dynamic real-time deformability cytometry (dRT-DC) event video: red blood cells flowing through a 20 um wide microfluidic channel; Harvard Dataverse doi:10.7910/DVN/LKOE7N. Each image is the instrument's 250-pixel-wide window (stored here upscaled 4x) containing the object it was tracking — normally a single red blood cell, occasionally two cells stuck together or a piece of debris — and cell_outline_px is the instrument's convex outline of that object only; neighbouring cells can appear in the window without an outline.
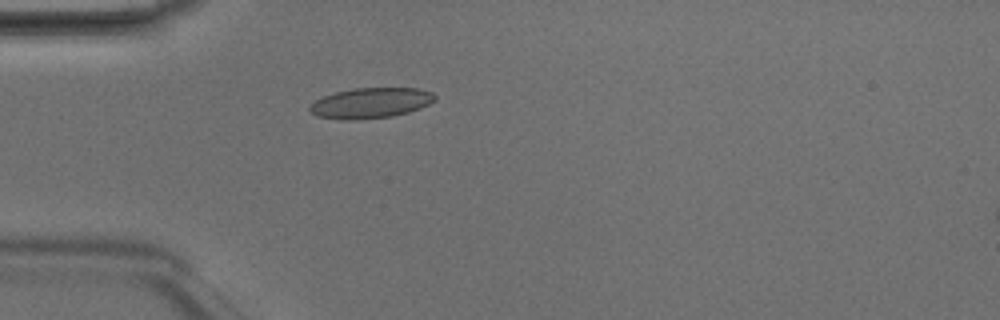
{"species": "Egyptian fruit bat (a non-hibernating species)", "species_latin": "Rousettus aegyptiacus", "temperature_condition": "room temperature", "stored_images_in_passage": 48, "camera_frame_rate_fps": 3000, "um_per_image_px": 0.085, "animal": {"sex": "male"}, "frame": {"image": 1, "passage_image": 14, "time_ms": 4.333, "image_size_px": [1000, 320], "cell_outline_px": [[436, 100], [420, 108], [408, 112], [392, 116], [356, 120], [344, 120], [316, 116], [308, 108], [316, 100], [324, 96], [336, 92], [352, 88], [416, 88], [432, 92], [436, 96]], "centroid_in_image_um": [31.52, 8.75], "position_along_channel_um": 53.5, "area_um2": 22.14}}
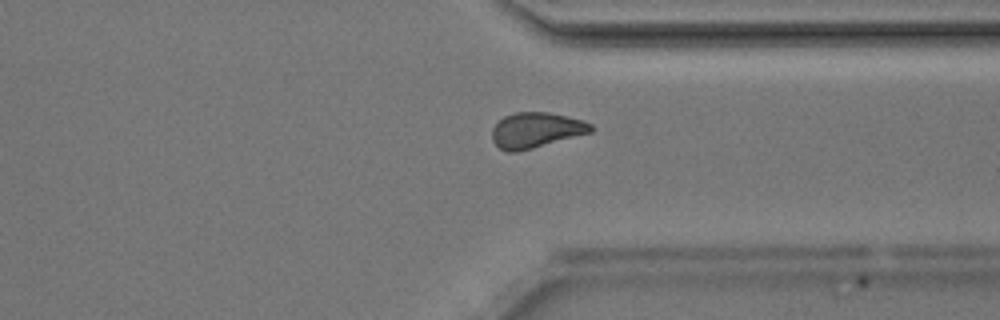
{"frame": {"image": 2, "passage_image": 37, "time_ms": 12.0, "image_size_px": [1000, 320], "cell_outline_px": [[592, 132], [532, 148], [516, 152], [508, 152], [500, 148], [492, 140], [492, 128], [504, 116], [516, 112], [548, 112], [568, 116], [592, 124]], "centroid_in_image_um": [45.54, 11.06], "position_along_channel_um": 365.9, "area_um2": 20.17}}
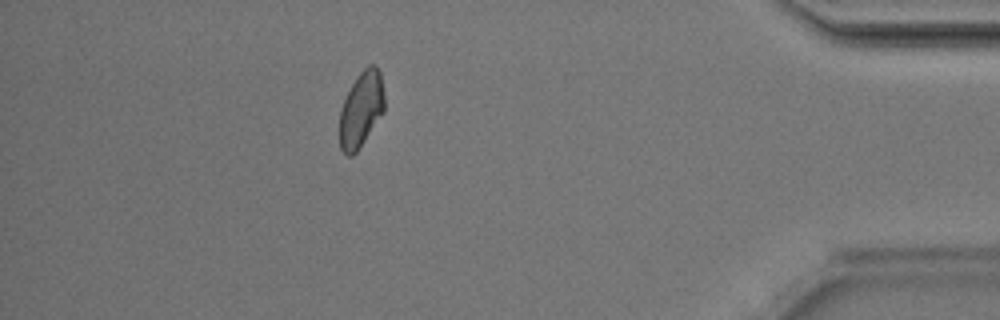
{"frame": {"image": 3, "passage_image": 43, "time_ms": 14.0, "image_size_px": [1000, 320], "cell_outline_px": [[384, 112], [356, 152], [352, 156], [348, 156], [340, 148], [340, 108], [356, 76], [368, 64], [376, 64], [380, 72], [384, 96]], "centroid_in_image_um": [30.7, 9.27], "position_along_channel_um": 404.5, "area_um2": 19.65}, "authors_computed_cell_mechanics": {"area_um2": 20.9236, "velocity_mm_per_s": 4.1861, "shape_relaxation_time_tau1_ms": 5.3708, "shape_relaxation_time_tau2_ms": 2.5025, "deformation_change_tau1": 0.1235, "deformation_change_tau2": 0.0621}}